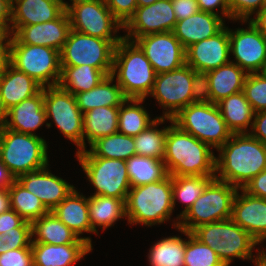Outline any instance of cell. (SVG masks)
<instances>
[{
    "label": "cell",
    "instance_id": "c3c4849f",
    "mask_svg": "<svg viewBox=\"0 0 266 266\" xmlns=\"http://www.w3.org/2000/svg\"><path fill=\"white\" fill-rule=\"evenodd\" d=\"M0 266H33L31 247L13 249L0 254Z\"/></svg>",
    "mask_w": 266,
    "mask_h": 266
},
{
    "label": "cell",
    "instance_id": "e0dca14e",
    "mask_svg": "<svg viewBox=\"0 0 266 266\" xmlns=\"http://www.w3.org/2000/svg\"><path fill=\"white\" fill-rule=\"evenodd\" d=\"M176 22L171 0H158L136 8L134 15L123 26L128 31L123 38L134 41L144 35L173 31Z\"/></svg>",
    "mask_w": 266,
    "mask_h": 266
},
{
    "label": "cell",
    "instance_id": "6da1fadb",
    "mask_svg": "<svg viewBox=\"0 0 266 266\" xmlns=\"http://www.w3.org/2000/svg\"><path fill=\"white\" fill-rule=\"evenodd\" d=\"M217 151L215 178L238 189L266 169V144L249 133L232 134Z\"/></svg>",
    "mask_w": 266,
    "mask_h": 266
},
{
    "label": "cell",
    "instance_id": "f35d334b",
    "mask_svg": "<svg viewBox=\"0 0 266 266\" xmlns=\"http://www.w3.org/2000/svg\"><path fill=\"white\" fill-rule=\"evenodd\" d=\"M186 240L179 236H169L158 240L148 253L151 266H185Z\"/></svg>",
    "mask_w": 266,
    "mask_h": 266
},
{
    "label": "cell",
    "instance_id": "f5cc1de1",
    "mask_svg": "<svg viewBox=\"0 0 266 266\" xmlns=\"http://www.w3.org/2000/svg\"><path fill=\"white\" fill-rule=\"evenodd\" d=\"M251 129L252 131L249 134L266 144V111L254 113Z\"/></svg>",
    "mask_w": 266,
    "mask_h": 266
},
{
    "label": "cell",
    "instance_id": "d6986e66",
    "mask_svg": "<svg viewBox=\"0 0 266 266\" xmlns=\"http://www.w3.org/2000/svg\"><path fill=\"white\" fill-rule=\"evenodd\" d=\"M70 30V20L65 10L52 21L21 26L13 35L6 37V43L41 45L61 51Z\"/></svg>",
    "mask_w": 266,
    "mask_h": 266
},
{
    "label": "cell",
    "instance_id": "277c9868",
    "mask_svg": "<svg viewBox=\"0 0 266 266\" xmlns=\"http://www.w3.org/2000/svg\"><path fill=\"white\" fill-rule=\"evenodd\" d=\"M126 217L129 224L148 227L169 220L173 207L172 176L137 187H131L126 201Z\"/></svg>",
    "mask_w": 266,
    "mask_h": 266
},
{
    "label": "cell",
    "instance_id": "5b68a950",
    "mask_svg": "<svg viewBox=\"0 0 266 266\" xmlns=\"http://www.w3.org/2000/svg\"><path fill=\"white\" fill-rule=\"evenodd\" d=\"M198 240L211 247L225 266L234 258L243 260L257 259L262 251L253 256L252 251L259 243L231 218L223 221L203 224L191 232Z\"/></svg>",
    "mask_w": 266,
    "mask_h": 266
},
{
    "label": "cell",
    "instance_id": "2e32d148",
    "mask_svg": "<svg viewBox=\"0 0 266 266\" xmlns=\"http://www.w3.org/2000/svg\"><path fill=\"white\" fill-rule=\"evenodd\" d=\"M247 29L236 28L229 31L230 53L237 64L247 74L265 72L266 69V37L260 33L250 21Z\"/></svg>",
    "mask_w": 266,
    "mask_h": 266
},
{
    "label": "cell",
    "instance_id": "bcb514c9",
    "mask_svg": "<svg viewBox=\"0 0 266 266\" xmlns=\"http://www.w3.org/2000/svg\"><path fill=\"white\" fill-rule=\"evenodd\" d=\"M192 103H211L210 81L207 72L193 70Z\"/></svg>",
    "mask_w": 266,
    "mask_h": 266
},
{
    "label": "cell",
    "instance_id": "91938a15",
    "mask_svg": "<svg viewBox=\"0 0 266 266\" xmlns=\"http://www.w3.org/2000/svg\"><path fill=\"white\" fill-rule=\"evenodd\" d=\"M8 188H0V214L10 209Z\"/></svg>",
    "mask_w": 266,
    "mask_h": 266
},
{
    "label": "cell",
    "instance_id": "6125c7cd",
    "mask_svg": "<svg viewBox=\"0 0 266 266\" xmlns=\"http://www.w3.org/2000/svg\"><path fill=\"white\" fill-rule=\"evenodd\" d=\"M252 262H254L256 266H266V252L263 251V253Z\"/></svg>",
    "mask_w": 266,
    "mask_h": 266
},
{
    "label": "cell",
    "instance_id": "ba28073f",
    "mask_svg": "<svg viewBox=\"0 0 266 266\" xmlns=\"http://www.w3.org/2000/svg\"><path fill=\"white\" fill-rule=\"evenodd\" d=\"M172 120L181 130L217 150L232 136L218 105L214 103H191Z\"/></svg>",
    "mask_w": 266,
    "mask_h": 266
},
{
    "label": "cell",
    "instance_id": "9f6ffc18",
    "mask_svg": "<svg viewBox=\"0 0 266 266\" xmlns=\"http://www.w3.org/2000/svg\"><path fill=\"white\" fill-rule=\"evenodd\" d=\"M16 181L15 176L0 160V188H9Z\"/></svg>",
    "mask_w": 266,
    "mask_h": 266
},
{
    "label": "cell",
    "instance_id": "4dcf8cb0",
    "mask_svg": "<svg viewBox=\"0 0 266 266\" xmlns=\"http://www.w3.org/2000/svg\"><path fill=\"white\" fill-rule=\"evenodd\" d=\"M119 106L97 107L83 114V150L97 139L118 132Z\"/></svg>",
    "mask_w": 266,
    "mask_h": 266
},
{
    "label": "cell",
    "instance_id": "d4e9b609",
    "mask_svg": "<svg viewBox=\"0 0 266 266\" xmlns=\"http://www.w3.org/2000/svg\"><path fill=\"white\" fill-rule=\"evenodd\" d=\"M54 215L69 229L75 232L79 238L86 240L91 246V238L81 237L83 232L96 233L92 227L88 212V197L85 198L75 188L53 210Z\"/></svg>",
    "mask_w": 266,
    "mask_h": 266
},
{
    "label": "cell",
    "instance_id": "7dc6e473",
    "mask_svg": "<svg viewBox=\"0 0 266 266\" xmlns=\"http://www.w3.org/2000/svg\"><path fill=\"white\" fill-rule=\"evenodd\" d=\"M107 8L113 16L124 26L134 15L137 6L136 0H105Z\"/></svg>",
    "mask_w": 266,
    "mask_h": 266
},
{
    "label": "cell",
    "instance_id": "681fc988",
    "mask_svg": "<svg viewBox=\"0 0 266 266\" xmlns=\"http://www.w3.org/2000/svg\"><path fill=\"white\" fill-rule=\"evenodd\" d=\"M177 21L188 18L199 11L197 0H171Z\"/></svg>",
    "mask_w": 266,
    "mask_h": 266
},
{
    "label": "cell",
    "instance_id": "f907efd6",
    "mask_svg": "<svg viewBox=\"0 0 266 266\" xmlns=\"http://www.w3.org/2000/svg\"><path fill=\"white\" fill-rule=\"evenodd\" d=\"M25 220L13 209H9L0 214V234L6 235L10 231H15Z\"/></svg>",
    "mask_w": 266,
    "mask_h": 266
},
{
    "label": "cell",
    "instance_id": "94428289",
    "mask_svg": "<svg viewBox=\"0 0 266 266\" xmlns=\"http://www.w3.org/2000/svg\"><path fill=\"white\" fill-rule=\"evenodd\" d=\"M7 116V111L3 106L2 97L0 93V127L4 125Z\"/></svg>",
    "mask_w": 266,
    "mask_h": 266
},
{
    "label": "cell",
    "instance_id": "ee69618b",
    "mask_svg": "<svg viewBox=\"0 0 266 266\" xmlns=\"http://www.w3.org/2000/svg\"><path fill=\"white\" fill-rule=\"evenodd\" d=\"M32 233L31 223L24 221L15 231L8 234H0V254L13 249L31 247Z\"/></svg>",
    "mask_w": 266,
    "mask_h": 266
},
{
    "label": "cell",
    "instance_id": "03108f58",
    "mask_svg": "<svg viewBox=\"0 0 266 266\" xmlns=\"http://www.w3.org/2000/svg\"><path fill=\"white\" fill-rule=\"evenodd\" d=\"M6 37L0 32V43L5 39Z\"/></svg>",
    "mask_w": 266,
    "mask_h": 266
},
{
    "label": "cell",
    "instance_id": "e7e4bbea",
    "mask_svg": "<svg viewBox=\"0 0 266 266\" xmlns=\"http://www.w3.org/2000/svg\"><path fill=\"white\" fill-rule=\"evenodd\" d=\"M136 1H137L138 7H143V6L151 5L158 0H136Z\"/></svg>",
    "mask_w": 266,
    "mask_h": 266
},
{
    "label": "cell",
    "instance_id": "7bdbcfd3",
    "mask_svg": "<svg viewBox=\"0 0 266 266\" xmlns=\"http://www.w3.org/2000/svg\"><path fill=\"white\" fill-rule=\"evenodd\" d=\"M243 93L254 113L266 111V73H250L247 75Z\"/></svg>",
    "mask_w": 266,
    "mask_h": 266
},
{
    "label": "cell",
    "instance_id": "11a10c76",
    "mask_svg": "<svg viewBox=\"0 0 266 266\" xmlns=\"http://www.w3.org/2000/svg\"><path fill=\"white\" fill-rule=\"evenodd\" d=\"M11 26V0H0V32L5 36L10 35Z\"/></svg>",
    "mask_w": 266,
    "mask_h": 266
},
{
    "label": "cell",
    "instance_id": "836d02e7",
    "mask_svg": "<svg viewBox=\"0 0 266 266\" xmlns=\"http://www.w3.org/2000/svg\"><path fill=\"white\" fill-rule=\"evenodd\" d=\"M125 201L101 195H91L88 197V212L91 227L97 235V226H101L103 230L113 226L115 221L126 217Z\"/></svg>",
    "mask_w": 266,
    "mask_h": 266
},
{
    "label": "cell",
    "instance_id": "3957f363",
    "mask_svg": "<svg viewBox=\"0 0 266 266\" xmlns=\"http://www.w3.org/2000/svg\"><path fill=\"white\" fill-rule=\"evenodd\" d=\"M127 98L145 99L152 92L156 73L141 48L123 38L115 48L113 70Z\"/></svg>",
    "mask_w": 266,
    "mask_h": 266
},
{
    "label": "cell",
    "instance_id": "ab89813d",
    "mask_svg": "<svg viewBox=\"0 0 266 266\" xmlns=\"http://www.w3.org/2000/svg\"><path fill=\"white\" fill-rule=\"evenodd\" d=\"M169 118L156 117V120L144 131L134 136V145L137 155L163 160L165 155V138L167 127L157 129V126Z\"/></svg>",
    "mask_w": 266,
    "mask_h": 266
},
{
    "label": "cell",
    "instance_id": "ffe728a7",
    "mask_svg": "<svg viewBox=\"0 0 266 266\" xmlns=\"http://www.w3.org/2000/svg\"><path fill=\"white\" fill-rule=\"evenodd\" d=\"M16 180L26 190L36 195L49 211L59 205L75 188L62 178L53 175L47 167L26 172Z\"/></svg>",
    "mask_w": 266,
    "mask_h": 266
},
{
    "label": "cell",
    "instance_id": "680465c9",
    "mask_svg": "<svg viewBox=\"0 0 266 266\" xmlns=\"http://www.w3.org/2000/svg\"><path fill=\"white\" fill-rule=\"evenodd\" d=\"M8 64H9V50L5 38L0 43V78L3 76V73Z\"/></svg>",
    "mask_w": 266,
    "mask_h": 266
},
{
    "label": "cell",
    "instance_id": "ac0fdd59",
    "mask_svg": "<svg viewBox=\"0 0 266 266\" xmlns=\"http://www.w3.org/2000/svg\"><path fill=\"white\" fill-rule=\"evenodd\" d=\"M230 54L229 31L224 26L214 36L186 48V65L198 72H209L231 62Z\"/></svg>",
    "mask_w": 266,
    "mask_h": 266
},
{
    "label": "cell",
    "instance_id": "7c38bea8",
    "mask_svg": "<svg viewBox=\"0 0 266 266\" xmlns=\"http://www.w3.org/2000/svg\"><path fill=\"white\" fill-rule=\"evenodd\" d=\"M46 119L53 118L63 135L74 142L78 151L83 150V113L78 108L75 96L59 85L44 87Z\"/></svg>",
    "mask_w": 266,
    "mask_h": 266
},
{
    "label": "cell",
    "instance_id": "cb8c5ba5",
    "mask_svg": "<svg viewBox=\"0 0 266 266\" xmlns=\"http://www.w3.org/2000/svg\"><path fill=\"white\" fill-rule=\"evenodd\" d=\"M221 15L199 10L176 22L174 35L186 49L190 45L217 34L224 26Z\"/></svg>",
    "mask_w": 266,
    "mask_h": 266
},
{
    "label": "cell",
    "instance_id": "603a6c76",
    "mask_svg": "<svg viewBox=\"0 0 266 266\" xmlns=\"http://www.w3.org/2000/svg\"><path fill=\"white\" fill-rule=\"evenodd\" d=\"M45 121L47 119L43 87L36 95L8 109L4 126L19 133L36 135L33 132L42 126Z\"/></svg>",
    "mask_w": 266,
    "mask_h": 266
},
{
    "label": "cell",
    "instance_id": "7402d4cb",
    "mask_svg": "<svg viewBox=\"0 0 266 266\" xmlns=\"http://www.w3.org/2000/svg\"><path fill=\"white\" fill-rule=\"evenodd\" d=\"M64 11L63 4L56 0H11L10 35L21 26L52 21Z\"/></svg>",
    "mask_w": 266,
    "mask_h": 266
},
{
    "label": "cell",
    "instance_id": "9a60e30c",
    "mask_svg": "<svg viewBox=\"0 0 266 266\" xmlns=\"http://www.w3.org/2000/svg\"><path fill=\"white\" fill-rule=\"evenodd\" d=\"M134 42L144 52L156 74L173 71L186 64V49L173 31L144 35Z\"/></svg>",
    "mask_w": 266,
    "mask_h": 266
},
{
    "label": "cell",
    "instance_id": "816d5d0a",
    "mask_svg": "<svg viewBox=\"0 0 266 266\" xmlns=\"http://www.w3.org/2000/svg\"><path fill=\"white\" fill-rule=\"evenodd\" d=\"M243 190L252 196L266 199V169L252 178Z\"/></svg>",
    "mask_w": 266,
    "mask_h": 266
},
{
    "label": "cell",
    "instance_id": "f546056e",
    "mask_svg": "<svg viewBox=\"0 0 266 266\" xmlns=\"http://www.w3.org/2000/svg\"><path fill=\"white\" fill-rule=\"evenodd\" d=\"M210 81L211 103L243 91L247 73L237 64L229 62L207 72Z\"/></svg>",
    "mask_w": 266,
    "mask_h": 266
},
{
    "label": "cell",
    "instance_id": "f1b7e54d",
    "mask_svg": "<svg viewBox=\"0 0 266 266\" xmlns=\"http://www.w3.org/2000/svg\"><path fill=\"white\" fill-rule=\"evenodd\" d=\"M114 78L113 75H108L93 89L74 95L83 114L97 107L120 106L128 99L117 81L116 84L112 83Z\"/></svg>",
    "mask_w": 266,
    "mask_h": 266
},
{
    "label": "cell",
    "instance_id": "74e56055",
    "mask_svg": "<svg viewBox=\"0 0 266 266\" xmlns=\"http://www.w3.org/2000/svg\"><path fill=\"white\" fill-rule=\"evenodd\" d=\"M214 178L215 176H172L173 207H175L177 199L186 204L182 213L177 217V223L172 224L175 228L179 225L180 217L192 206Z\"/></svg>",
    "mask_w": 266,
    "mask_h": 266
},
{
    "label": "cell",
    "instance_id": "6f0895ef",
    "mask_svg": "<svg viewBox=\"0 0 266 266\" xmlns=\"http://www.w3.org/2000/svg\"><path fill=\"white\" fill-rule=\"evenodd\" d=\"M249 21L266 37V6L256 13L255 18H250Z\"/></svg>",
    "mask_w": 266,
    "mask_h": 266
},
{
    "label": "cell",
    "instance_id": "db71d44e",
    "mask_svg": "<svg viewBox=\"0 0 266 266\" xmlns=\"http://www.w3.org/2000/svg\"><path fill=\"white\" fill-rule=\"evenodd\" d=\"M197 2L199 10L204 12L217 14L214 10H219L217 7H220V12H222L221 14L231 20L227 0H197Z\"/></svg>",
    "mask_w": 266,
    "mask_h": 266
},
{
    "label": "cell",
    "instance_id": "f6af8a7d",
    "mask_svg": "<svg viewBox=\"0 0 266 266\" xmlns=\"http://www.w3.org/2000/svg\"><path fill=\"white\" fill-rule=\"evenodd\" d=\"M227 2L233 21H248L253 13L259 12L264 7V0H227Z\"/></svg>",
    "mask_w": 266,
    "mask_h": 266
},
{
    "label": "cell",
    "instance_id": "484cf974",
    "mask_svg": "<svg viewBox=\"0 0 266 266\" xmlns=\"http://www.w3.org/2000/svg\"><path fill=\"white\" fill-rule=\"evenodd\" d=\"M33 266H72L92 251L90 244L31 243Z\"/></svg>",
    "mask_w": 266,
    "mask_h": 266
},
{
    "label": "cell",
    "instance_id": "d6a6232c",
    "mask_svg": "<svg viewBox=\"0 0 266 266\" xmlns=\"http://www.w3.org/2000/svg\"><path fill=\"white\" fill-rule=\"evenodd\" d=\"M90 150L76 152L77 157H104L108 159L128 160L136 155L133 136L114 133L97 139Z\"/></svg>",
    "mask_w": 266,
    "mask_h": 266
},
{
    "label": "cell",
    "instance_id": "30bf717a",
    "mask_svg": "<svg viewBox=\"0 0 266 266\" xmlns=\"http://www.w3.org/2000/svg\"><path fill=\"white\" fill-rule=\"evenodd\" d=\"M7 46L9 63L17 70L26 73L42 87L59 84L60 51L41 45L7 44Z\"/></svg>",
    "mask_w": 266,
    "mask_h": 266
},
{
    "label": "cell",
    "instance_id": "e575fe53",
    "mask_svg": "<svg viewBox=\"0 0 266 266\" xmlns=\"http://www.w3.org/2000/svg\"><path fill=\"white\" fill-rule=\"evenodd\" d=\"M131 187H137L165 179L169 173L163 160L134 155L126 160Z\"/></svg>",
    "mask_w": 266,
    "mask_h": 266
},
{
    "label": "cell",
    "instance_id": "8fae6325",
    "mask_svg": "<svg viewBox=\"0 0 266 266\" xmlns=\"http://www.w3.org/2000/svg\"><path fill=\"white\" fill-rule=\"evenodd\" d=\"M95 188L93 195L126 200L131 188L126 161L104 157H77Z\"/></svg>",
    "mask_w": 266,
    "mask_h": 266
},
{
    "label": "cell",
    "instance_id": "be15d7a7",
    "mask_svg": "<svg viewBox=\"0 0 266 266\" xmlns=\"http://www.w3.org/2000/svg\"><path fill=\"white\" fill-rule=\"evenodd\" d=\"M72 4H69L67 2L64 3V9L67 11L71 6L73 5H76V4H79V3H85V2H92V1H95V0H71Z\"/></svg>",
    "mask_w": 266,
    "mask_h": 266
},
{
    "label": "cell",
    "instance_id": "83f0119b",
    "mask_svg": "<svg viewBox=\"0 0 266 266\" xmlns=\"http://www.w3.org/2000/svg\"><path fill=\"white\" fill-rule=\"evenodd\" d=\"M32 238L31 243H45L53 245L62 244H89L83 238L69 229L61 220H59L52 211L41 216L31 223Z\"/></svg>",
    "mask_w": 266,
    "mask_h": 266
},
{
    "label": "cell",
    "instance_id": "1f68e13d",
    "mask_svg": "<svg viewBox=\"0 0 266 266\" xmlns=\"http://www.w3.org/2000/svg\"><path fill=\"white\" fill-rule=\"evenodd\" d=\"M217 105L232 134L248 133V127H252L254 111L243 91L223 98Z\"/></svg>",
    "mask_w": 266,
    "mask_h": 266
},
{
    "label": "cell",
    "instance_id": "5bb4252c",
    "mask_svg": "<svg viewBox=\"0 0 266 266\" xmlns=\"http://www.w3.org/2000/svg\"><path fill=\"white\" fill-rule=\"evenodd\" d=\"M192 76L193 69L186 64L179 69L156 74L150 96L166 110L159 117L172 119L182 108L192 103Z\"/></svg>",
    "mask_w": 266,
    "mask_h": 266
},
{
    "label": "cell",
    "instance_id": "52a82bcc",
    "mask_svg": "<svg viewBox=\"0 0 266 266\" xmlns=\"http://www.w3.org/2000/svg\"><path fill=\"white\" fill-rule=\"evenodd\" d=\"M238 190L233 185L214 178L180 217L183 221L179 222L178 228L192 232L200 225L230 219Z\"/></svg>",
    "mask_w": 266,
    "mask_h": 266
},
{
    "label": "cell",
    "instance_id": "b9f144b4",
    "mask_svg": "<svg viewBox=\"0 0 266 266\" xmlns=\"http://www.w3.org/2000/svg\"><path fill=\"white\" fill-rule=\"evenodd\" d=\"M177 229L189 239L186 241L185 266H225L211 247L202 243L191 232L178 227Z\"/></svg>",
    "mask_w": 266,
    "mask_h": 266
},
{
    "label": "cell",
    "instance_id": "60d3db41",
    "mask_svg": "<svg viewBox=\"0 0 266 266\" xmlns=\"http://www.w3.org/2000/svg\"><path fill=\"white\" fill-rule=\"evenodd\" d=\"M10 196V207L25 221L32 223L49 210L40 199L26 190L17 180L8 188Z\"/></svg>",
    "mask_w": 266,
    "mask_h": 266
},
{
    "label": "cell",
    "instance_id": "8d00e7d4",
    "mask_svg": "<svg viewBox=\"0 0 266 266\" xmlns=\"http://www.w3.org/2000/svg\"><path fill=\"white\" fill-rule=\"evenodd\" d=\"M144 100L145 99L128 98L122 105L119 106V133L134 137L140 132L144 131L156 120V118L150 119L151 117H149L150 115L148 114L147 110L140 105L142 102H144ZM125 104H127V106Z\"/></svg>",
    "mask_w": 266,
    "mask_h": 266
},
{
    "label": "cell",
    "instance_id": "d590c367",
    "mask_svg": "<svg viewBox=\"0 0 266 266\" xmlns=\"http://www.w3.org/2000/svg\"><path fill=\"white\" fill-rule=\"evenodd\" d=\"M106 75L99 69L89 66H61L59 86L75 95L96 87Z\"/></svg>",
    "mask_w": 266,
    "mask_h": 266
},
{
    "label": "cell",
    "instance_id": "44dd1931",
    "mask_svg": "<svg viewBox=\"0 0 266 266\" xmlns=\"http://www.w3.org/2000/svg\"><path fill=\"white\" fill-rule=\"evenodd\" d=\"M233 201L231 219L259 244L266 240V199L252 196L240 189Z\"/></svg>",
    "mask_w": 266,
    "mask_h": 266
},
{
    "label": "cell",
    "instance_id": "8992f818",
    "mask_svg": "<svg viewBox=\"0 0 266 266\" xmlns=\"http://www.w3.org/2000/svg\"><path fill=\"white\" fill-rule=\"evenodd\" d=\"M47 143L38 135L19 133L0 127V160L18 176L48 167Z\"/></svg>",
    "mask_w": 266,
    "mask_h": 266
},
{
    "label": "cell",
    "instance_id": "4316f807",
    "mask_svg": "<svg viewBox=\"0 0 266 266\" xmlns=\"http://www.w3.org/2000/svg\"><path fill=\"white\" fill-rule=\"evenodd\" d=\"M42 88L33 78L17 70L10 63L0 78V93L6 111L36 95Z\"/></svg>",
    "mask_w": 266,
    "mask_h": 266
},
{
    "label": "cell",
    "instance_id": "003e7915",
    "mask_svg": "<svg viewBox=\"0 0 266 266\" xmlns=\"http://www.w3.org/2000/svg\"><path fill=\"white\" fill-rule=\"evenodd\" d=\"M56 1L62 3L63 5H64V3H65L63 0H56Z\"/></svg>",
    "mask_w": 266,
    "mask_h": 266
},
{
    "label": "cell",
    "instance_id": "4fadbf2b",
    "mask_svg": "<svg viewBox=\"0 0 266 266\" xmlns=\"http://www.w3.org/2000/svg\"><path fill=\"white\" fill-rule=\"evenodd\" d=\"M66 12L72 30L109 41L123 39V36L116 35L119 29H123V25L107 8L105 0L79 3Z\"/></svg>",
    "mask_w": 266,
    "mask_h": 266
},
{
    "label": "cell",
    "instance_id": "9c48e42d",
    "mask_svg": "<svg viewBox=\"0 0 266 266\" xmlns=\"http://www.w3.org/2000/svg\"><path fill=\"white\" fill-rule=\"evenodd\" d=\"M120 41H109L70 30L60 51L61 66L89 65L112 74L114 52Z\"/></svg>",
    "mask_w": 266,
    "mask_h": 266
},
{
    "label": "cell",
    "instance_id": "7a4b0ae2",
    "mask_svg": "<svg viewBox=\"0 0 266 266\" xmlns=\"http://www.w3.org/2000/svg\"><path fill=\"white\" fill-rule=\"evenodd\" d=\"M163 161L171 176H215V154L211 147L181 130L169 118Z\"/></svg>",
    "mask_w": 266,
    "mask_h": 266
}]
</instances>
